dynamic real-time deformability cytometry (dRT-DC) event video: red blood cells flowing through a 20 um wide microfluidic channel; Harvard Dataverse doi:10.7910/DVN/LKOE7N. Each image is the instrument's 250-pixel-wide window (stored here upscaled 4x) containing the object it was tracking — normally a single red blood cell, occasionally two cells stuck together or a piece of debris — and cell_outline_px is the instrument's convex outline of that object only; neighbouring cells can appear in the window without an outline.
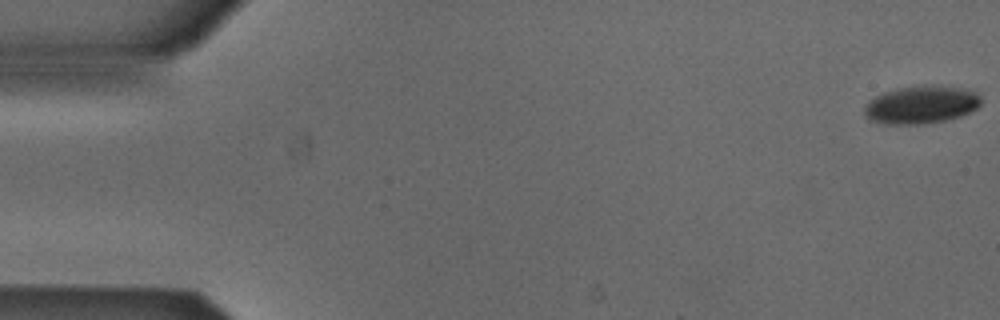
{"species": "Egyptian fruit bat (a non-hibernating species)", "species_latin": "Rousettus aegyptiacus", "temperature_condition": "cold", "stored_images_in_passage": 8, "camera_frame_rate_fps": 3000, "um_per_image_px": 0.085, "animal": {"sex": "male"}, "frame": {"image": 1, "passage_image": 1, "time_ms": 0.0, "image_size_px": [1000, 320], "cell_outline_px": [[980, 104], [976, 108], [960, 116], [944, 120], [924, 124], [884, 124], [872, 120], [864, 112], [864, 108], [868, 100], [884, 92], [900, 88], [956, 88], [976, 92], [980, 96]], "centroid_in_image_um": [78.26, 8.95], "position_along_channel_um": 6.7, "area_um2": 24.57}}